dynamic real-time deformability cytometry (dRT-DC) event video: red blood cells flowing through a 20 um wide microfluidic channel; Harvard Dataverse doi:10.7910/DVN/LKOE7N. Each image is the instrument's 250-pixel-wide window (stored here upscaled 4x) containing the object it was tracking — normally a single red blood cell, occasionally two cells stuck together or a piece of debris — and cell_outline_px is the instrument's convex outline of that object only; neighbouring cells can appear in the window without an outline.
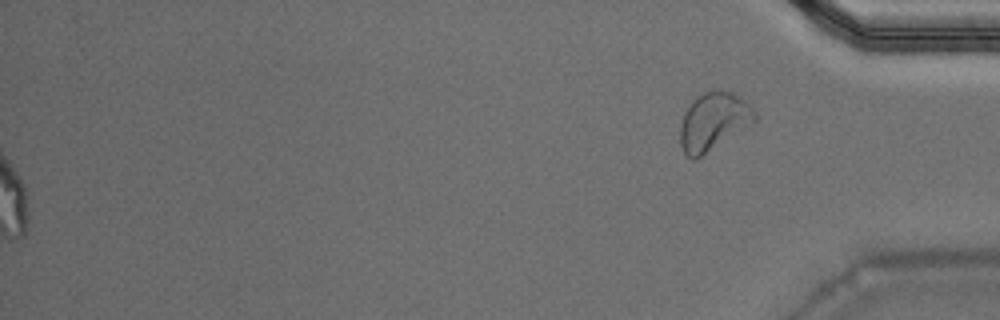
{"species": "Egyptian fruit bat (a non-hibernating species)", "species_latin": "Rousettus aegyptiacus", "temperature_condition": "warm", "stored_images_in_passage": 52, "segment_of_instrument_passage": [2, 2], "camera_frame_rate_fps": 3000, "um_per_image_px": 0.085, "animal": {"sex": "male"}, "frame": {"image": 1, "passage_image": 52, "time_ms": 17.0, "image_size_px": [1000, 320], "cell_outline_px": [[756, 120], [696, 160], [692, 160], [684, 152], [680, 144], [680, 124], [684, 112], [696, 96], [712, 88], [720, 88], [732, 92], [740, 96], [756, 112]], "centroid_in_image_um": [60.61, 10.29], "position_along_channel_um": 374.6, "area_um2": 25.2}}